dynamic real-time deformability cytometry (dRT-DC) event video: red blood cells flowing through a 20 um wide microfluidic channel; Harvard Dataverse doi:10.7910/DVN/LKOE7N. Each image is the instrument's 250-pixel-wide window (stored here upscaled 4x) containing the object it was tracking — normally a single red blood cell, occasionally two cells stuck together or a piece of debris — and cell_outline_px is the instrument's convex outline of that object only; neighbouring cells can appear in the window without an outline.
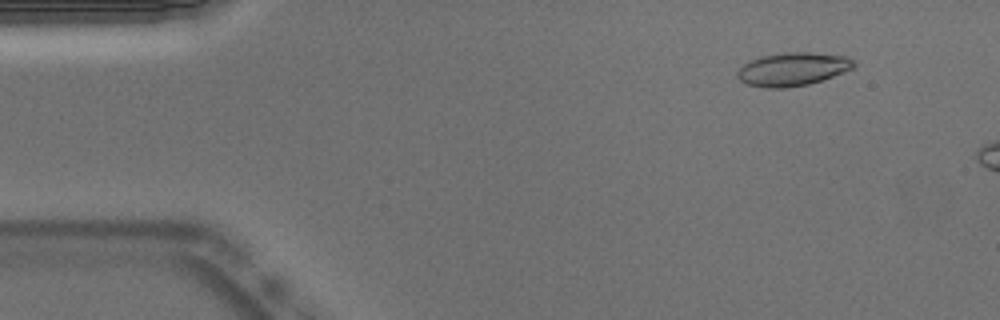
{"species": "Egyptian fruit bat (a non-hibernating species)", "species_latin": "Rousettus aegyptiacus", "temperature_condition": "warm", "stored_images_in_passage": 10, "camera_frame_rate_fps": 3000, "um_per_image_px": 0.085, "animal": {"sex": "male"}, "frame": {"image": 1, "passage_image": 5, "time_ms": 1.333, "image_size_px": [1000, 320], "cell_outline_px": [[856, 68], [808, 84], [788, 88], [764, 88], [744, 84], [736, 76], [736, 72], [744, 64], [752, 60], [764, 56], [784, 52], [812, 52], [848, 56], [856, 60]], "centroid_in_image_um": [67.41, 5.88], "position_along_channel_um": 17.6, "area_um2": 22.83}}